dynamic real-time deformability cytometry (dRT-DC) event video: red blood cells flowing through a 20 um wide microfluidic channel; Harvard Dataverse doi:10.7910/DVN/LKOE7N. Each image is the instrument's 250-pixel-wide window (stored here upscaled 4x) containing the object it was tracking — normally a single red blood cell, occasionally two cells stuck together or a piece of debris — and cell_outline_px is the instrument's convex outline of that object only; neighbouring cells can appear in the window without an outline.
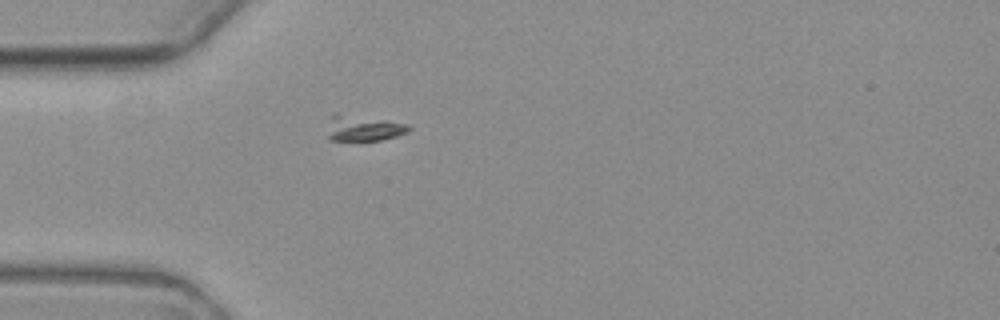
{"species": "common noctule bat (a hibernating species)", "species_latin": "Nyctalus noctula", "temperature_condition": "warm", "stored_images_in_passage": 1, "camera_frame_rate_fps": 3000, "um_per_image_px": 0.085, "animal": {"sex": "female", "body_mass_g": 19.3, "forearm_length_mm": 54.1}, "frame": {"image": 1, "passage_image": 1, "time_ms": 0.0, "image_size_px": [1000, 320], "cell_outline_px": [[412, 128], [408, 132], [396, 136], [380, 140], [328, 140], [328, 136], [332, 112], [336, 112], [408, 124]], "centroid_in_image_um": [30.89, 10.89], "position_along_channel_um": 54.1, "area_um2": 12.08}}